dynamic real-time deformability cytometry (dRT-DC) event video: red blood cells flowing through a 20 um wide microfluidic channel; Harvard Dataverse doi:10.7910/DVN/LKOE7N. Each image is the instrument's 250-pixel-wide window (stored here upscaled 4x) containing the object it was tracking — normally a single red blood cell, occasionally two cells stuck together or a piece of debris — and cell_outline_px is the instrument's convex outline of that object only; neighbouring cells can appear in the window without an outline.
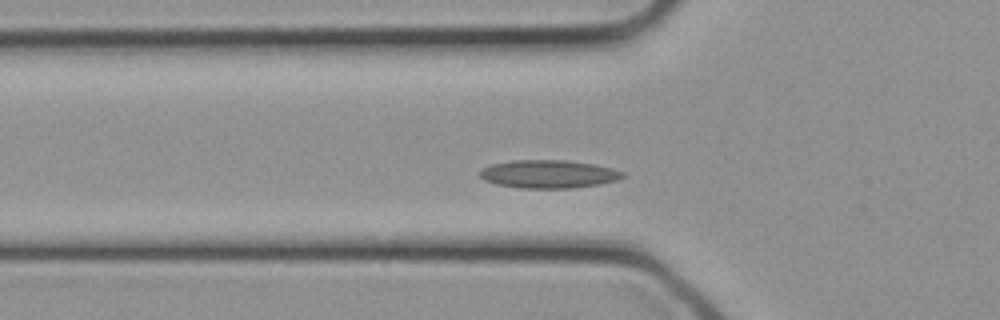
{"species": "common noctule bat (a hibernating species)", "species_latin": "Nyctalus noctula", "temperature_condition": "cold", "stored_images_in_passage": 8, "camera_frame_rate_fps": 3000, "um_per_image_px": 0.085, "animal": {"sex": "female", "body_mass_g": 21.9}, "frame": {"image": 1, "passage_image": 7, "time_ms": 2.0, "image_size_px": [1000, 320], "cell_outline_px": [[624, 176], [616, 180], [600, 184], [572, 188], [520, 188], [496, 184], [484, 180], [476, 172], [480, 168], [492, 164], [512, 160], [568, 160], [596, 164], [612, 168], [624, 172]], "centroid_in_image_um": [46.59, 14.79], "position_along_channel_um": 79.2, "area_um2": 23.64}}